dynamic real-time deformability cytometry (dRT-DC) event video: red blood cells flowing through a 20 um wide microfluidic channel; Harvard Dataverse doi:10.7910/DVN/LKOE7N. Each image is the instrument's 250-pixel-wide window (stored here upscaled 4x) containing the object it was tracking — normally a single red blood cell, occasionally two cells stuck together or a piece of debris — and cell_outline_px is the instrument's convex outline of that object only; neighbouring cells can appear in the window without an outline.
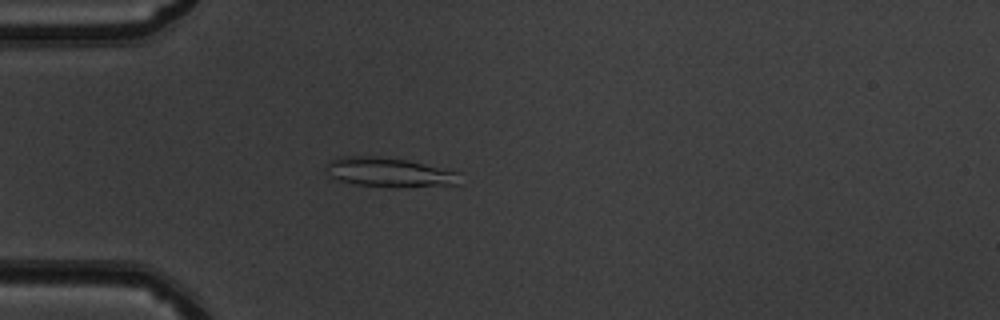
{"species": "common noctule bat (a hibernating species)", "species_latin": "Nyctalus noctula", "temperature_condition": "warm", "stored_images_in_passage": 51, "camera_frame_rate_fps": 3000, "um_per_image_px": 0.085, "animal": {"sex": "male", "body_mass_g": 19.5, "forearm_length_mm": 54.6}, "frame": {"image": 1, "passage_image": 15, "time_ms": 4.667, "image_size_px": [1000, 320], "cell_outline_px": [[460, 184], [384, 188], [356, 184], [340, 180], [328, 176], [324, 168], [332, 160], [340, 156], [380, 156], [408, 160], [460, 172]], "centroid_in_image_um": [33.07, 14.65], "position_along_channel_um": 51.9, "area_um2": 23.18}}
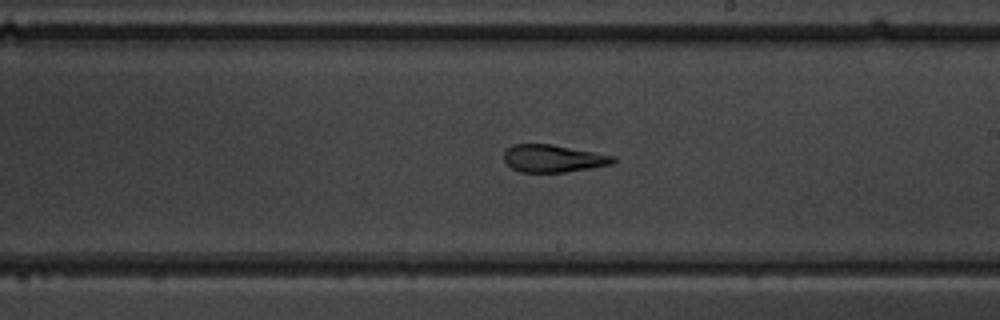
{"frame": {"image": 2, "passage_image": 30, "time_ms": 9.667, "image_size_px": [1000, 320], "cell_outline_px": [[616, 160], [612, 164], [592, 168], [564, 172], [520, 172], [512, 168], [504, 160], [504, 152], [512, 144], [552, 144], [616, 156]], "centroid_in_image_um": [47.03, 13.47], "position_along_channel_um": 242.0, "area_um2": 17.51}}
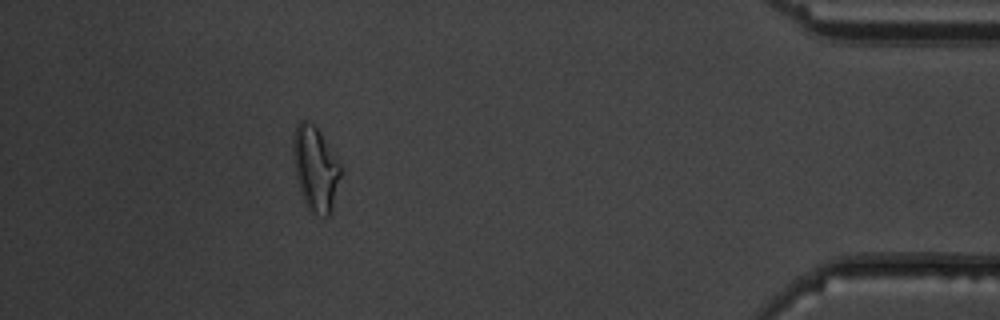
{"frame": {"image": 3, "passage_image": 46, "time_ms": 15.0, "image_size_px": [1000, 320], "cell_outline_px": [[340, 176], [332, 208], [328, 216], [324, 216], [308, 212], [300, 192], [296, 176], [292, 152], [292, 136], [296, 124], [300, 120], [308, 120], [320, 132], [340, 164]], "centroid_in_image_um": [26.76, 14.32], "position_along_channel_um": 408.4, "area_um2": 23.41}, "authors_computed_cell_mechanics": {"area_um2": 20.0566, "velocity_mm_per_s": 4.04, "shape_relaxation_time_tau1_ms": null, "shape_relaxation_time_tau2_ms": 0.9477, "deformation_change_tau1": null, "deformation_change_tau2": 0.086}}